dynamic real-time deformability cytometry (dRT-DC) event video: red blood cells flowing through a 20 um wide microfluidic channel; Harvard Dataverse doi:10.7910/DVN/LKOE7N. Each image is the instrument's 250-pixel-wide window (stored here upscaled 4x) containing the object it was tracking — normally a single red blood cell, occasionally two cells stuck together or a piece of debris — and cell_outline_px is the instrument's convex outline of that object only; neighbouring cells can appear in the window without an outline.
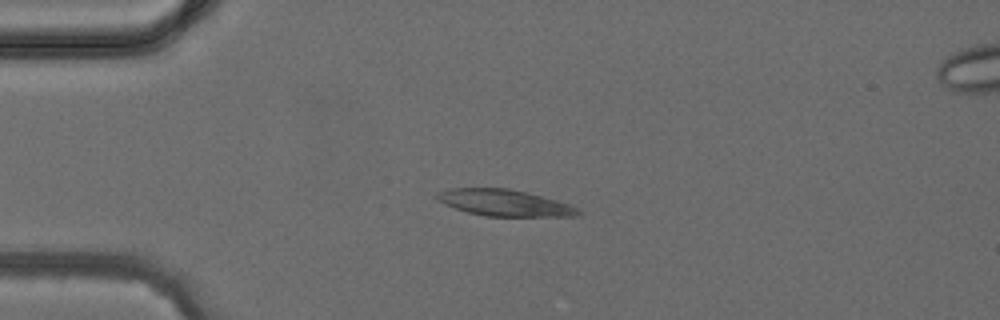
{"species": "common noctule bat (a hibernating species)", "species_latin": "Nyctalus noctula", "temperature_condition": "cold", "stored_images_in_passage": 5, "camera_frame_rate_fps": 3000, "um_per_image_px": 0.085, "animal": {"sex": "female", "body_mass_g": 24.6, "forearm_length_mm": 56.2}, "frame": {"image": 1, "passage_image": 4, "time_ms": 3.333, "image_size_px": [1000, 320], "cell_outline_px": [[580, 216], [484, 216], [468, 212], [444, 204], [436, 200], [436, 192], [448, 188], [508, 188], [556, 200], [580, 208]], "centroid_in_image_um": [42.84, 17.24], "position_along_channel_um": 42.2, "area_um2": 21.68}}